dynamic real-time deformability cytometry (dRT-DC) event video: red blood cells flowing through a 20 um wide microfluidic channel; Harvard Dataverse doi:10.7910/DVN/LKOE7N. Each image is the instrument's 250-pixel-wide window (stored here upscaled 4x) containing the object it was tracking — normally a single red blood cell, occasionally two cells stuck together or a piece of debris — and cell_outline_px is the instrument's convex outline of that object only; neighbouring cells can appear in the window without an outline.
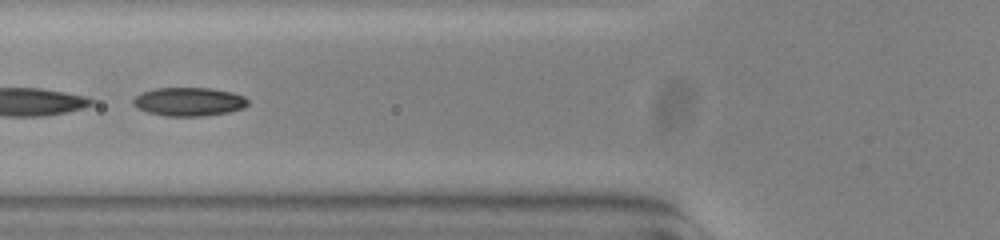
{"species": "common noctule bat (a hibernating species)", "species_latin": "Nyctalus noctula", "temperature_condition": "warm", "stored_images_in_passage": 32, "camera_frame_rate_fps": 3000, "um_per_image_px": 0.085, "animal": {"sex": "female", "body_mass_g": 23.0, "forearm_length_mm": 53.4}, "frame": {"image": 1, "passage_image": 5, "time_ms": 1.333, "image_size_px": [1000, 240], "cell_outline_px": [[248, 104], [244, 108], [228, 112], [204, 116], [164, 116], [148, 112], [136, 108], [132, 104], [132, 100], [136, 96], [144, 92], [156, 88], [208, 88], [232, 92], [244, 96], [248, 100]], "centroid_in_image_um": [16.05, 8.65], "position_along_channel_um": 109.7, "area_um2": 19.13}, "authors_computed_cell_mechanics": {"area_um2": 18.8139, "velocity_mm_per_s": 3.7861, "shape_relaxation_time_tau1_ms": 5.2744, "shape_relaxation_time_tau2_ms": 2.5231, "deformation_change_tau1": 0.1963, "deformation_change_tau2": 0.0562}}